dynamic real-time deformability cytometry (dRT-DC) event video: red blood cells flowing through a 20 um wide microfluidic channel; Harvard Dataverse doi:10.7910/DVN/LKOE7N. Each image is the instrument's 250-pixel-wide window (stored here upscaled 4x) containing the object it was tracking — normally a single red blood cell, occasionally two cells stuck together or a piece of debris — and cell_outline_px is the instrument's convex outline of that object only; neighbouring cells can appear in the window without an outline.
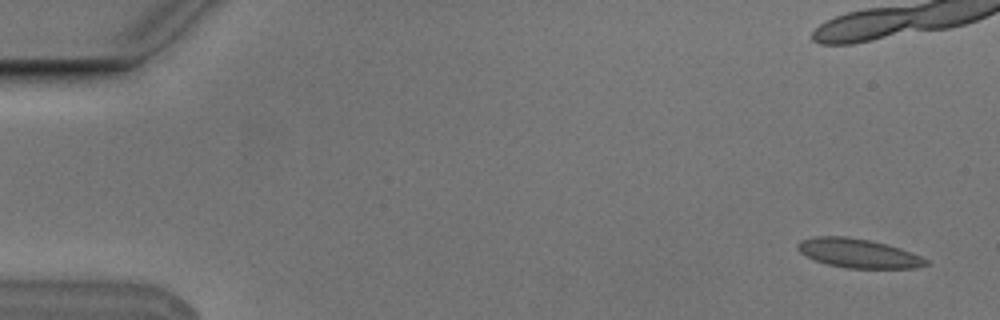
{"species": "Egyptian fruit bat (a non-hibernating species)", "species_latin": "Rousettus aegyptiacus", "temperature_condition": "cold", "stored_images_in_passage": 3, "camera_frame_rate_fps": 3000, "um_per_image_px": 0.085, "animal": {"sex": "male"}, "frame": {"image": 1, "passage_image": 1, "time_ms": 0.0, "image_size_px": [1000, 320], "cell_outline_px": [[928, 264], [916, 268], [848, 268], [828, 264], [816, 260], [800, 252], [796, 248], [796, 244], [800, 240], [812, 236], [848, 236], [868, 240], [900, 248], [920, 256], [928, 260]], "centroid_in_image_um": [72.92, 21.52], "position_along_channel_um": 12.1, "area_um2": 21.56}}